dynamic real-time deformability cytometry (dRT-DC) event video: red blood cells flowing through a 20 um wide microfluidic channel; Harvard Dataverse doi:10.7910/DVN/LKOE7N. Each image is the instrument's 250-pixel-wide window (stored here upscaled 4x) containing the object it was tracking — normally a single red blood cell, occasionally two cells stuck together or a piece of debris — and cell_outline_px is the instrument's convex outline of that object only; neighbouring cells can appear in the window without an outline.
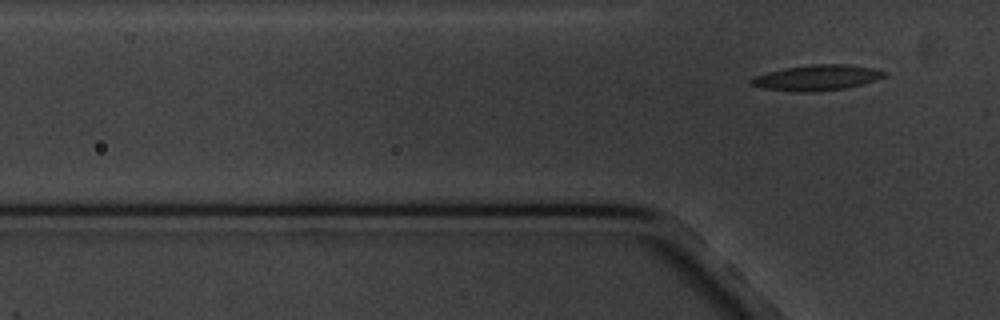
{"species": "common noctule bat (a hibernating species)", "species_latin": "Nyctalus noctula", "temperature_condition": "cold", "stored_images_in_passage": 8, "camera_frame_rate_fps": 3000, "um_per_image_px": 0.085, "animal": {"sex": "male", "body_mass_g": 20.1, "forearm_length_mm": 53.5}, "frame": {"image": 1, "passage_image": 8, "time_ms": 8.0, "image_size_px": [1000, 320], "cell_outline_px": [[888, 76], [876, 80], [844, 88], [812, 92], [796, 92], [764, 88], [748, 84], [748, 80], [756, 76], [768, 72], [784, 68], [812, 64], [848, 64], [872, 68], [888, 72]], "centroid_in_image_um": [69.44, 6.6], "position_along_channel_um": 56.4, "area_um2": 19.83}}